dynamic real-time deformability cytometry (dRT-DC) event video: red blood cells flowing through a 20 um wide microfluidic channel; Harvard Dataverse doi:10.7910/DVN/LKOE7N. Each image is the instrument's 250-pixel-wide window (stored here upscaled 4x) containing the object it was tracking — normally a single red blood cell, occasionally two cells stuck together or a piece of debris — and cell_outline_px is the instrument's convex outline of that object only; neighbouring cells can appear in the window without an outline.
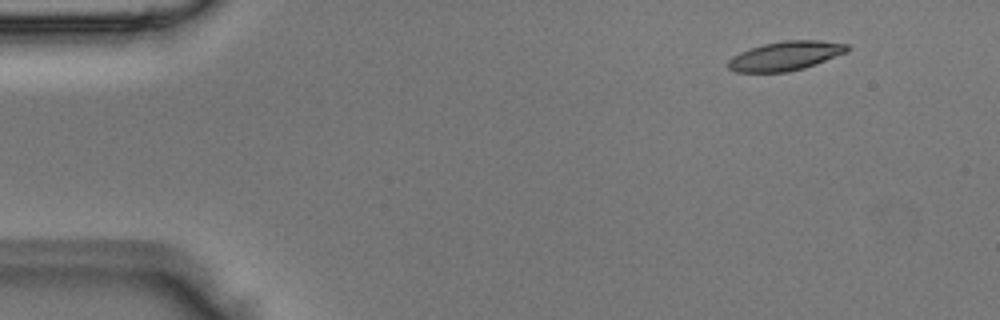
{"species": "Egyptian fruit bat (a non-hibernating species)", "species_latin": "Rousettus aegyptiacus", "temperature_condition": "room temperature", "stored_images_in_passage": 3, "camera_frame_rate_fps": 3000, "um_per_image_px": 0.085, "animal": {"sex": "male"}, "frame": {"image": 1, "passage_image": 1, "time_ms": 0.0, "image_size_px": [1000, 320], "cell_outline_px": [[852, 48], [848, 52], [816, 64], [804, 68], [788, 72], [736, 72], [728, 68], [728, 60], [732, 56], [740, 52], [764, 44], [784, 40], [820, 40], [848, 44]], "centroid_in_image_um": [66.81, 4.75], "position_along_channel_um": 18.2, "area_um2": 20.35}}